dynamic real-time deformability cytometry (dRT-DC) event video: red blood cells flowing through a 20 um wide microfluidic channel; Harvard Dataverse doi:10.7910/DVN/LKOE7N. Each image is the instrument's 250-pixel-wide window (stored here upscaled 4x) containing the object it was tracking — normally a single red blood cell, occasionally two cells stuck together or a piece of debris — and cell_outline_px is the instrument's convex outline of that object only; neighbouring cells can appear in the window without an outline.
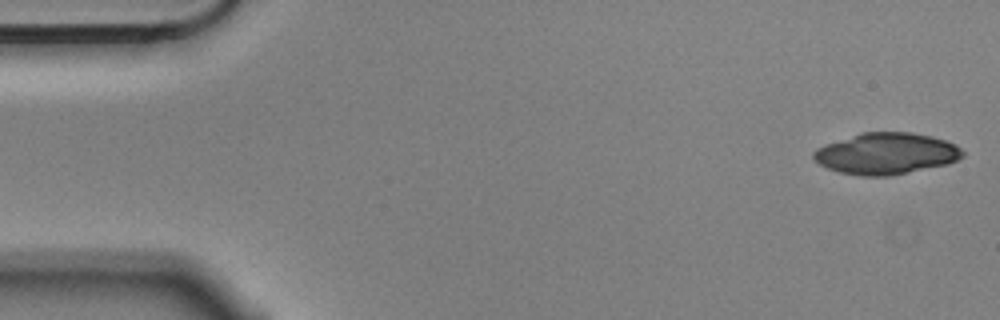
{"species": "Egyptian fruit bat (a non-hibernating species)", "species_latin": "Rousettus aegyptiacus", "temperature_condition": "cold", "stored_images_in_passage": 4, "camera_frame_rate_fps": 3000, "um_per_image_px": 0.085, "animal": {"sex": "male"}, "frame": {"image": 1, "passage_image": 1, "time_ms": 0.0, "image_size_px": [1000, 320], "cell_outline_px": [[964, 156], [948, 164], [892, 176], [864, 176], [840, 172], [828, 168], [820, 164], [812, 156], [812, 152], [816, 148], [824, 144], [860, 132], [912, 132], [932, 136], [956, 144], [964, 152]], "centroid_in_image_um": [75.33, 13.05], "position_along_channel_um": 9.7, "area_um2": 36.18}}